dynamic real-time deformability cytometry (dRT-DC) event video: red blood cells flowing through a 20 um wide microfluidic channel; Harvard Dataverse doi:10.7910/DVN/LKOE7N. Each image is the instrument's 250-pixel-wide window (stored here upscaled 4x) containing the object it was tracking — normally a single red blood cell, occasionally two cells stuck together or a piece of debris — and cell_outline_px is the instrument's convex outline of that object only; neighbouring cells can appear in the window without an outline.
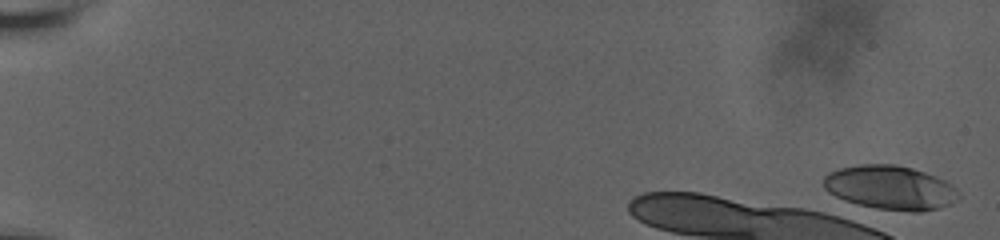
{"species": "human", "species_latin": "Homo sapiens", "temperature_condition": "room temperature", "stored_images_in_passage": 1, "camera_frame_rate_fps": 3000, "um_per_image_px": 0.085, "donor": {"sex": "male"}, "frame": {"image": 1, "passage_image": 1, "time_ms": 0.0, "image_size_px": [1000, 240], "cell_outline_px": [[960, 200], [952, 204], [940, 208], [920, 212], [912, 212], [876, 208], [860, 204], [836, 196], [828, 192], [824, 188], [824, 176], [828, 172], [840, 168], [860, 164], [896, 164], [912, 168], [924, 172], [944, 180], [952, 184], [960, 192]], "centroid_in_image_um": [75.73, 15.95], "position_along_channel_um": 9.3, "area_um2": 34.8}}